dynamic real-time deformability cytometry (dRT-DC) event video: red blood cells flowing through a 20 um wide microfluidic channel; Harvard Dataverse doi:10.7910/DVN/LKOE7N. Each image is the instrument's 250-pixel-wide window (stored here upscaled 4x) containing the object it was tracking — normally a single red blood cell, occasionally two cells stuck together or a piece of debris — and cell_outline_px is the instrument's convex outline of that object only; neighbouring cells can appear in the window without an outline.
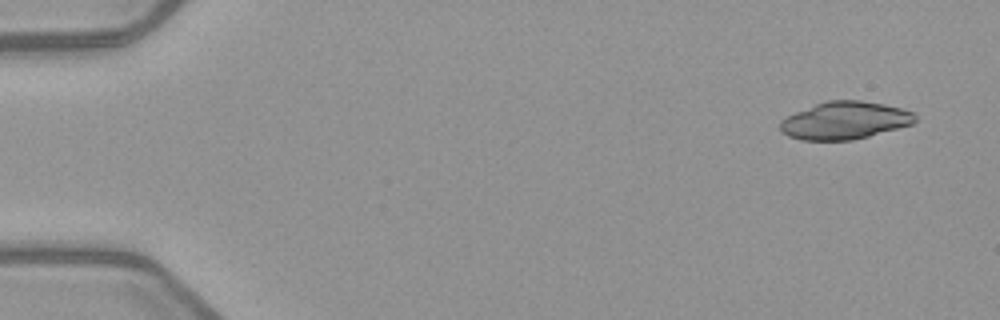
{"species": "common noctule bat (a hibernating species)", "species_latin": "Nyctalus noctula", "temperature_condition": "warm", "stored_images_in_passage": 7, "camera_frame_rate_fps": 3000, "um_per_image_px": 0.085, "animal": {"sex": "female", "body_mass_g": 21.9}, "frame": {"image": 1, "passage_image": 1, "time_ms": 0.0, "image_size_px": [1000, 320], "cell_outline_px": [[916, 120], [912, 124], [868, 136], [852, 140], [800, 140], [788, 136], [780, 132], [780, 120], [796, 112], [816, 104], [828, 100], [860, 100], [884, 104], [900, 108], [912, 112], [916, 116]], "centroid_in_image_um": [71.78, 10.24], "position_along_channel_um": 13.2, "area_um2": 29.36}}
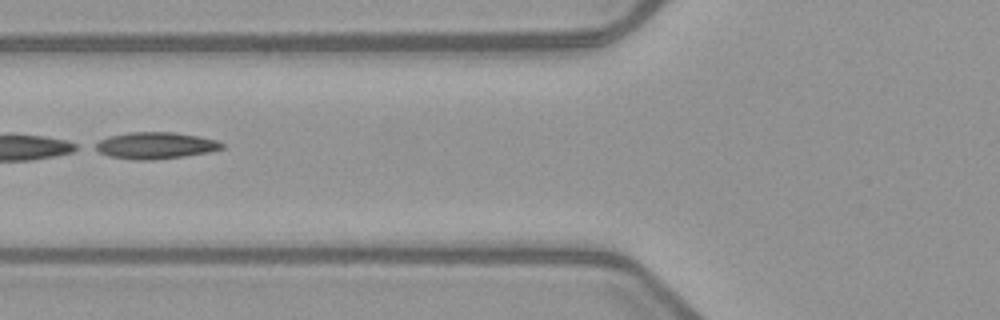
{"frame": {"image": 2, "passage_image": 6, "time_ms": 6.0, "image_size_px": [1000, 320], "cell_outline_px": [[224, 148], [212, 152], [184, 156], [152, 160], [136, 160], [108, 156], [92, 148], [92, 144], [108, 136], [128, 132], [172, 132], [196, 136], [216, 140], [224, 144]], "centroid_in_image_um": [13.17, 12.37], "position_along_channel_um": 112.6, "area_um2": 19.83}}
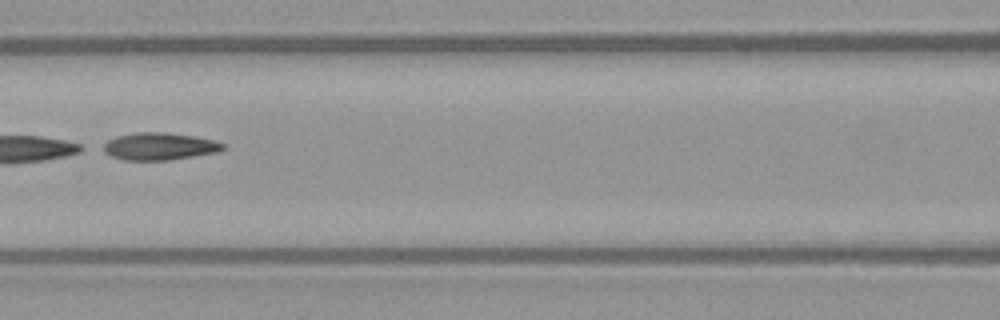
{"frame": {"image": 3, "passage_image": 7, "time_ms": 7.0, "image_size_px": [1000, 320], "cell_outline_px": [[228, 148], [220, 152], [168, 160], [124, 160], [112, 156], [96, 148], [108, 140], [116, 136], [136, 132], [160, 132], [196, 136], [216, 140], [224, 144]], "centroid_in_image_um": [13.54, 12.44], "position_along_channel_um": 153.1, "area_um2": 19.48}}